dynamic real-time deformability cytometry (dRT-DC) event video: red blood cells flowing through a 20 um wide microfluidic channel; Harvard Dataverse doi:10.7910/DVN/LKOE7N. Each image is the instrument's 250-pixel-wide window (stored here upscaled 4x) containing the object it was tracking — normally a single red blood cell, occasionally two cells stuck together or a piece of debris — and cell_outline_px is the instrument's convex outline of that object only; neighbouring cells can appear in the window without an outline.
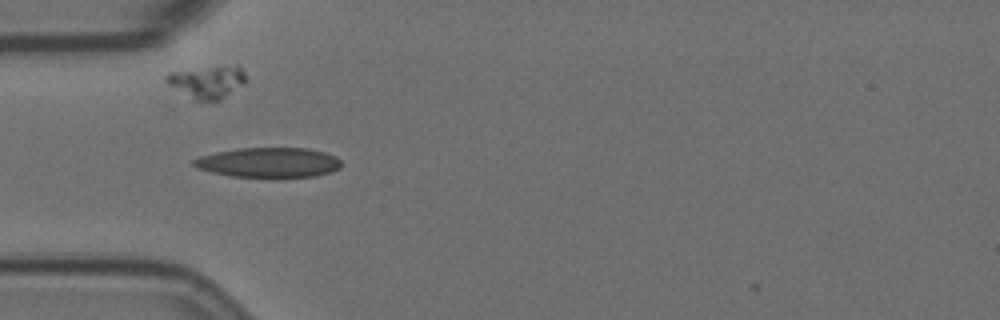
{"species": "Egyptian fruit bat (a non-hibernating species)", "species_latin": "Rousettus aegyptiacus", "temperature_condition": "room temperature", "stored_images_in_passage": 40, "camera_frame_rate_fps": 3000, "um_per_image_px": 0.085, "animal": {"sex": "female"}, "frame": {"image": 1, "passage_image": 2, "time_ms": 0.333, "image_size_px": [1000, 320], "cell_outline_px": [[340, 168], [332, 172], [316, 176], [276, 180], [268, 180], [232, 176], [212, 172], [196, 168], [192, 164], [192, 160], [200, 156], [216, 152], [240, 148], [308, 148], [324, 152], [336, 156], [340, 160]], "centroid_in_image_um": [22.86, 13.86], "position_along_channel_um": 62.1, "area_um2": 26.76}}
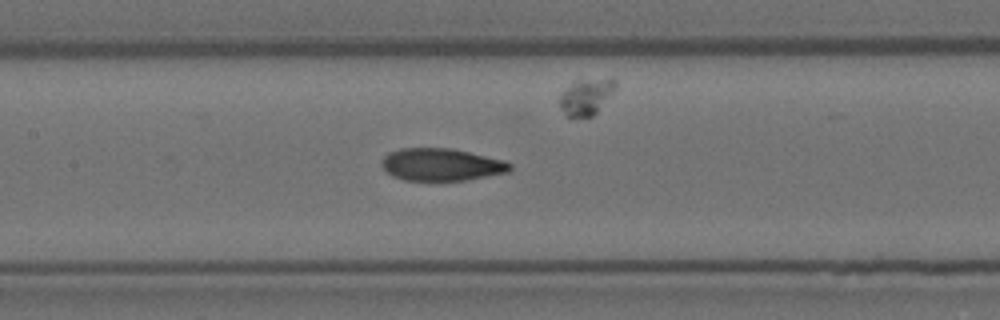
{"frame": {"image": 2, "passage_image": 11, "time_ms": 3.333, "image_size_px": [1000, 320], "cell_outline_px": [[512, 168], [508, 172], [468, 180], [404, 180], [392, 176], [380, 164], [384, 156], [388, 152], [400, 148], [452, 148], [504, 160], [512, 164]], "centroid_in_image_um": [37.51, 13.98], "position_along_channel_um": 169.9, "area_um2": 24.28}}
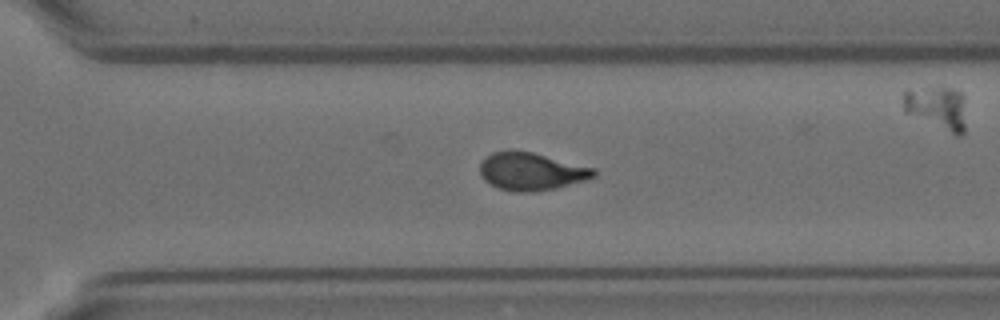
{"frame": {"image": 3, "passage_image": 24, "time_ms": 7.667, "image_size_px": [1000, 320], "cell_outline_px": [[596, 176], [584, 180], [556, 188], [532, 192], [516, 192], [500, 188], [484, 180], [480, 172], [480, 160], [484, 156], [492, 152], [508, 148], [512, 148], [532, 152], [596, 168]], "centroid_in_image_um": [45.12, 14.53], "position_along_channel_um": 325.5, "area_um2": 25.37}, "authors_computed_cell_mechanics": {"area_um2": 24.565, "velocity_mm_per_s": 3.6068, "shape_relaxation_time_tau1_ms": 10.0352, "shape_relaxation_time_tau2_ms": 2.222, "deformation_change_tau1": 0.2494, "deformation_change_tau2": 0.0856}}